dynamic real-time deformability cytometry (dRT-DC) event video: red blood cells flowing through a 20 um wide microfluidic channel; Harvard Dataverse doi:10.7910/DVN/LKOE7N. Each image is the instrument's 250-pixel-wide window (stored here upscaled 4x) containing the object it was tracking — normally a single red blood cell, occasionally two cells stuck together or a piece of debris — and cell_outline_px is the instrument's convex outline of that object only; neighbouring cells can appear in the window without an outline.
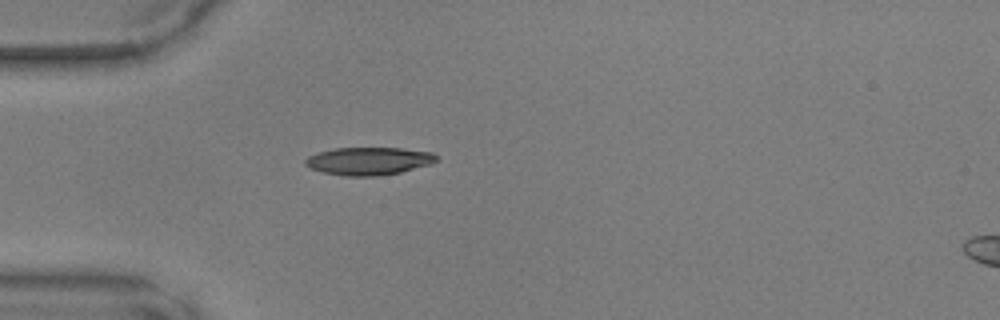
{"species": "common noctule bat (a hibernating species)", "species_latin": "Nyctalus noctula", "temperature_condition": "warm", "stored_images_in_passage": 36, "camera_frame_rate_fps": 3000, "um_per_image_px": 0.085, "animal": {"sex": "male", "body_mass_g": 17.9, "forearm_length_mm": 54.2}, "frame": {"image": 1, "passage_image": 1, "time_ms": 0.0, "image_size_px": [1000, 320], "cell_outline_px": [[440, 160], [432, 164], [400, 172], [376, 176], [344, 176], [324, 172], [308, 168], [304, 164], [304, 160], [308, 156], [320, 152], [336, 148], [404, 148], [432, 152], [440, 156]], "centroid_in_image_um": [31.39, 13.68], "position_along_channel_um": 53.6, "area_um2": 21.44}}
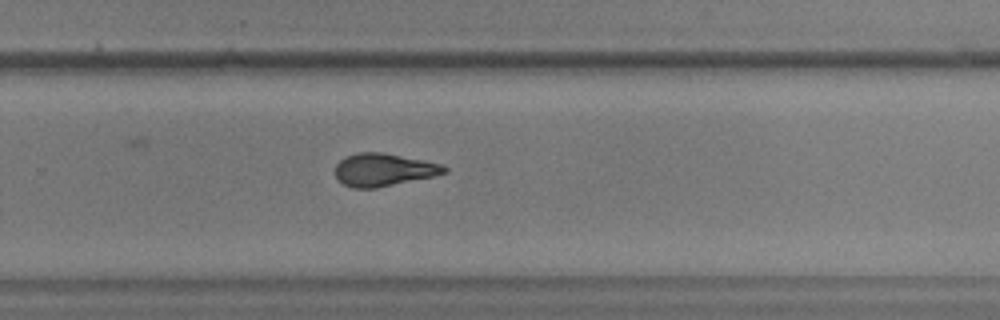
{"frame": {"image": 2, "passage_image": 19, "time_ms": 6.0, "image_size_px": [1000, 320], "cell_outline_px": [[448, 172], [432, 176], [376, 188], [352, 188], [336, 180], [336, 164], [344, 156], [360, 152], [380, 152], [424, 160], [440, 164], [448, 168]], "centroid_in_image_um": [32.57, 14.43], "position_along_channel_um": 297.2, "area_um2": 20.69}}
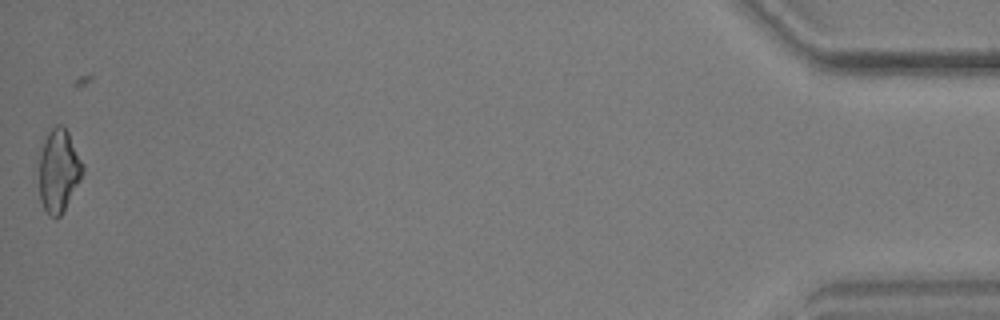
{"frame": {"image": 3, "passage_image": 35, "time_ms": 11.333, "image_size_px": [1000, 320], "cell_outline_px": [[84, 172], [80, 180], [60, 216], [56, 220], [48, 216], [40, 200], [40, 156], [48, 132], [56, 124], [60, 124], [68, 132], [84, 164]], "centroid_in_image_um": [5.0, 14.53], "position_along_channel_um": 430.2, "area_um2": 20.81}}